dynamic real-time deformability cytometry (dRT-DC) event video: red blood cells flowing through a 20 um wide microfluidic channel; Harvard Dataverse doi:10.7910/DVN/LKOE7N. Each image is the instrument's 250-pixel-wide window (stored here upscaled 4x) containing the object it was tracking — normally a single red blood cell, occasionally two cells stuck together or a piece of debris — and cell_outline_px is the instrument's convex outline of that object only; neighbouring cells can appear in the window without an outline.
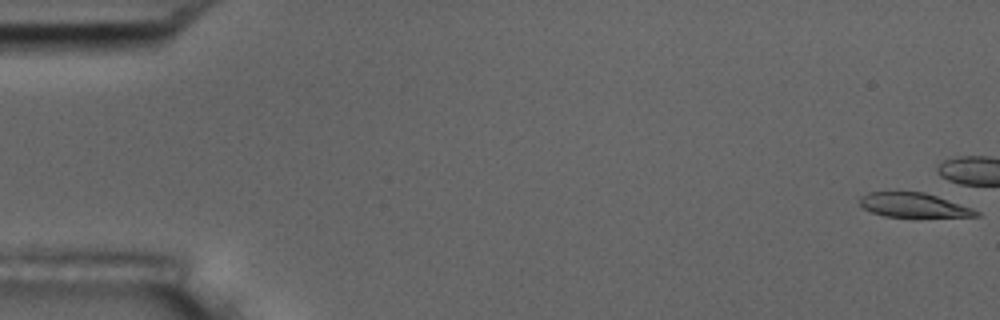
{"species": "common noctule bat (a hibernating species)", "species_latin": "Nyctalus noctula", "temperature_condition": "room temperature", "stored_images_in_passage": 6, "camera_frame_rate_fps": 3000, "um_per_image_px": 0.085, "animal": {"sex": "male", "body_mass_g": 17.5, "forearm_length_mm": 52.3}, "frame": {"image": 1, "passage_image": 1, "time_ms": 0.0, "image_size_px": [1000, 320], "cell_outline_px": [[980, 216], [884, 216], [872, 212], [864, 208], [860, 204], [860, 196], [868, 192], [924, 192], [972, 208], [980, 212]], "centroid_in_image_um": [77.62, 17.42], "position_along_channel_um": 7.4, "area_um2": 16.07}}